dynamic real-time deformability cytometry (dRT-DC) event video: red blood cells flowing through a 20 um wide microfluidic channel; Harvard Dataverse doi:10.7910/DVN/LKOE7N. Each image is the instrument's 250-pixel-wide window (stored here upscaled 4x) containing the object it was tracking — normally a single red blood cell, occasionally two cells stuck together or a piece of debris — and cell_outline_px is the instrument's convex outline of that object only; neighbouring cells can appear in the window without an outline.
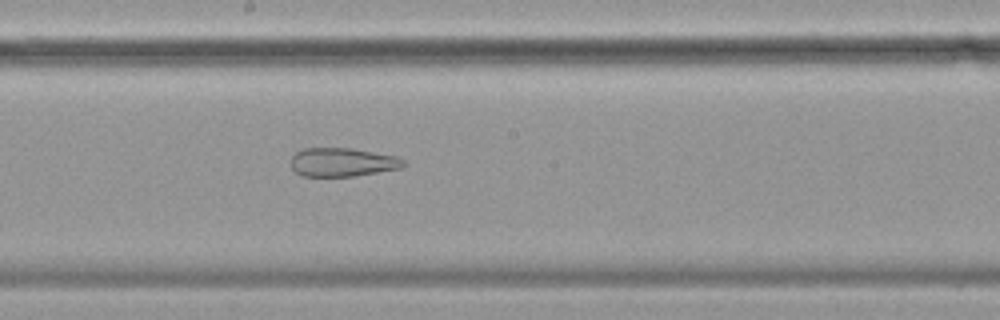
{"species": "common noctule bat (a hibernating species)", "species_latin": "Nyctalus noctula", "temperature_condition": "cold", "stored_images_in_passage": 48, "camera_frame_rate_fps": 3000, "um_per_image_px": 0.085, "animal": {"sex": "female", "body_mass_g": 19.9}, "frame": {"image": 1, "passage_image": 22, "time_ms": 7.0, "image_size_px": [1000, 320], "cell_outline_px": [[408, 164], [404, 168], [352, 176], [304, 176], [296, 172], [292, 168], [292, 156], [296, 152], [304, 148], [352, 148], [396, 156], [404, 160]], "centroid_in_image_um": [29.16, 13.78], "position_along_channel_um": 219.0, "area_um2": 18.84}}
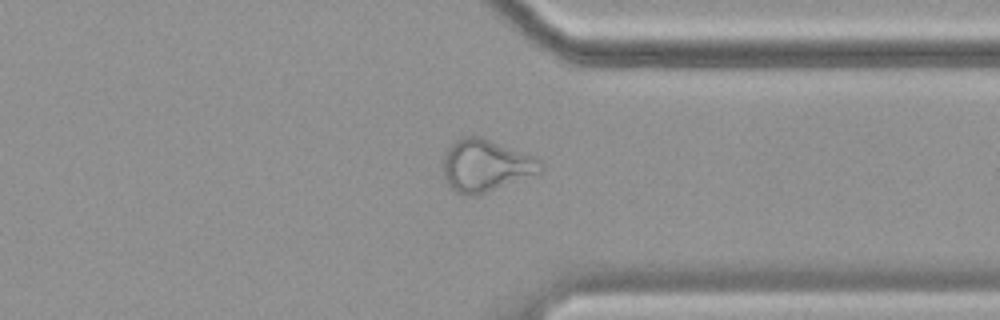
{"frame": {"image": 2, "passage_image": 35, "time_ms": 11.333, "image_size_px": [1000, 320], "cell_outline_px": [[544, 168], [540, 172], [476, 196], [464, 196], [456, 192], [444, 180], [444, 152], [460, 136], [480, 136], [532, 156], [540, 160]], "centroid_in_image_um": [41.24, 14.08], "position_along_channel_um": 370.2, "area_um2": 29.3}}
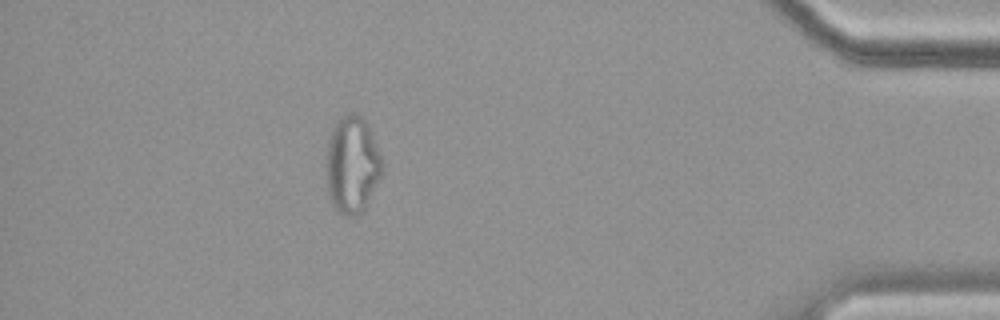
{"frame": {"image": 3, "passage_image": 42, "time_ms": 13.667, "image_size_px": [1000, 320], "cell_outline_px": [[384, 172], [364, 212], [356, 216], [348, 216], [336, 212], [332, 204], [328, 192], [324, 172], [328, 140], [332, 128], [336, 120], [348, 112], [352, 112], [360, 116], [364, 120], [368, 128], [384, 164]], "centroid_in_image_um": [29.91, 14.06], "position_along_channel_um": 405.3, "area_um2": 32.43}, "authors_computed_cell_mechanics": {"area_um2": 27.8885, "velocity_mm_per_s": 3.5206, "shape_relaxation_time_tau1_ms": null, "shape_relaxation_time_tau2_ms": 1.888, "deformation_change_tau1": null, "deformation_change_tau2": 0.0998}}